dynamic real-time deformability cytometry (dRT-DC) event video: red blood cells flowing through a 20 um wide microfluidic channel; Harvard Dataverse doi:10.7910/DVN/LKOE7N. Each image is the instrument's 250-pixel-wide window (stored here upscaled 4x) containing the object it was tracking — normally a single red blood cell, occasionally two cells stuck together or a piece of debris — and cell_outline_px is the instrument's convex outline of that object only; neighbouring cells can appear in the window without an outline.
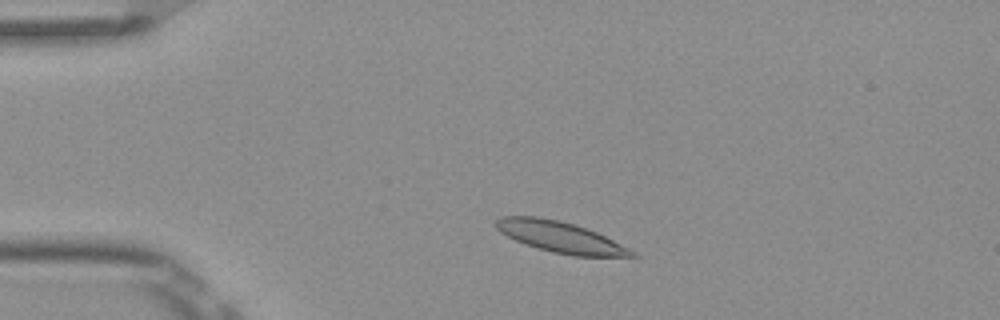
{"species": "Egyptian fruit bat (a non-hibernating species)", "species_latin": "Rousettus aegyptiacus", "temperature_condition": "room temperature", "stored_images_in_passage": 3, "camera_frame_rate_fps": 3000, "um_per_image_px": 0.085, "frame": {"image": 1, "passage_image": 2, "time_ms": 0.333, "image_size_px": [1000, 320], "cell_outline_px": [[640, 256], [572, 256], [552, 252], [524, 244], [500, 232], [496, 228], [496, 220], [500, 216], [536, 216], [560, 220], [596, 232], [636, 252]], "centroid_in_image_um": [47.59, 20.15], "position_along_channel_um": 37.4, "area_um2": 24.22}}